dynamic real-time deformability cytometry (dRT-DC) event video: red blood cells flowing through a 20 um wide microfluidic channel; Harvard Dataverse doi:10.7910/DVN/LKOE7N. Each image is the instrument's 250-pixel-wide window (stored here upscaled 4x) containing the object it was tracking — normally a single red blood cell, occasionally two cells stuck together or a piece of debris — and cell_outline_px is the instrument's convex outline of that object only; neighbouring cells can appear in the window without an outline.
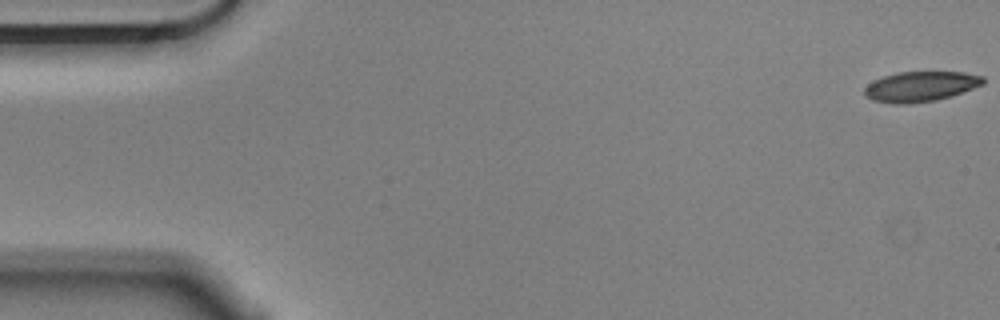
{"species": "Egyptian fruit bat (a non-hibernating species)", "species_latin": "Rousettus aegyptiacus", "temperature_condition": "cold", "stored_images_in_passage": 56, "camera_frame_rate_fps": 3000, "um_per_image_px": 0.085, "animal": {"sex": "male"}, "frame": {"image": 1, "passage_image": 1, "time_ms": 0.0, "image_size_px": [1000, 320], "cell_outline_px": [[984, 84], [952, 96], [936, 100], [908, 104], [892, 104], [872, 100], [864, 92], [864, 88], [868, 84], [884, 76], [900, 72], [964, 72], [984, 76]], "centroid_in_image_um": [78.28, 7.36], "position_along_channel_um": 6.7, "area_um2": 20.81}}
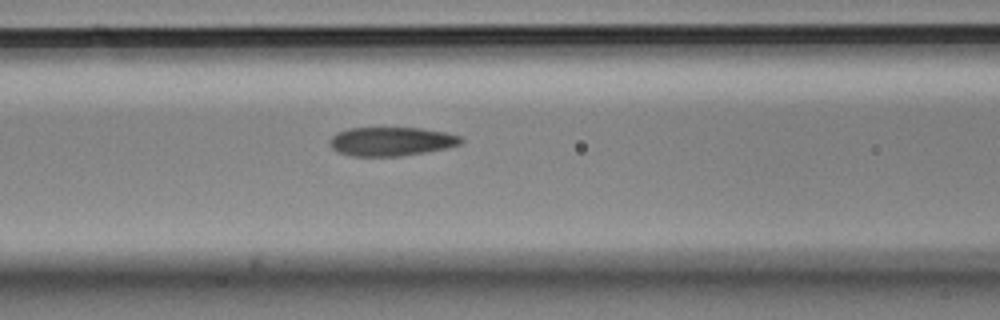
{"frame": {"image": 2, "passage_image": 23, "time_ms": 7.333, "image_size_px": [1000, 320], "cell_outline_px": [[464, 140], [460, 144], [448, 148], [400, 156], [352, 156], [336, 152], [328, 144], [328, 140], [336, 132], [348, 128], [420, 128], [444, 132], [460, 136]], "centroid_in_image_um": [33.21, 12.02], "position_along_channel_um": 133.4, "area_um2": 22.2}}
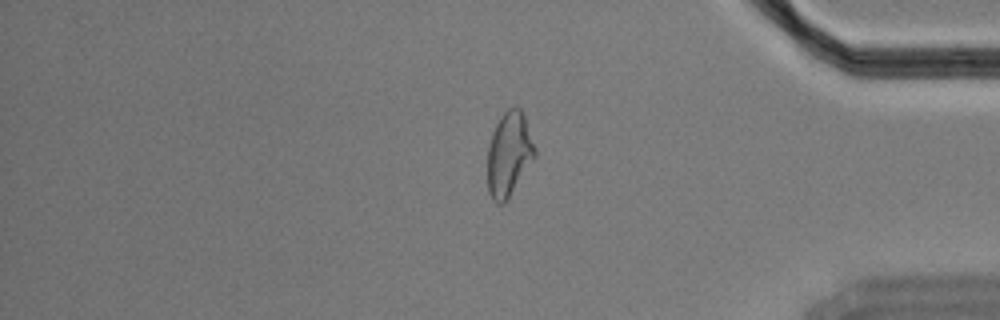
{"frame": {"image": 3, "passage_image": 47, "time_ms": 15.333, "image_size_px": [1000, 320], "cell_outline_px": [[536, 156], [508, 200], [504, 204], [496, 204], [492, 200], [488, 192], [488, 148], [492, 132], [500, 116], [508, 108], [516, 104], [524, 112], [536, 148]], "centroid_in_image_um": [43.28, 13.09], "position_along_channel_um": 391.9, "area_um2": 23.81}, "authors_computed_cell_mechanics": {"area_um2": 22.4842, "velocity_mm_per_s": 3.5571, "shape_relaxation_time_tau1_ms": 7.9858, "shape_relaxation_time_tau2_ms": 2.2835, "deformation_change_tau1": 0.1938, "deformation_change_tau2": 0.0918}}